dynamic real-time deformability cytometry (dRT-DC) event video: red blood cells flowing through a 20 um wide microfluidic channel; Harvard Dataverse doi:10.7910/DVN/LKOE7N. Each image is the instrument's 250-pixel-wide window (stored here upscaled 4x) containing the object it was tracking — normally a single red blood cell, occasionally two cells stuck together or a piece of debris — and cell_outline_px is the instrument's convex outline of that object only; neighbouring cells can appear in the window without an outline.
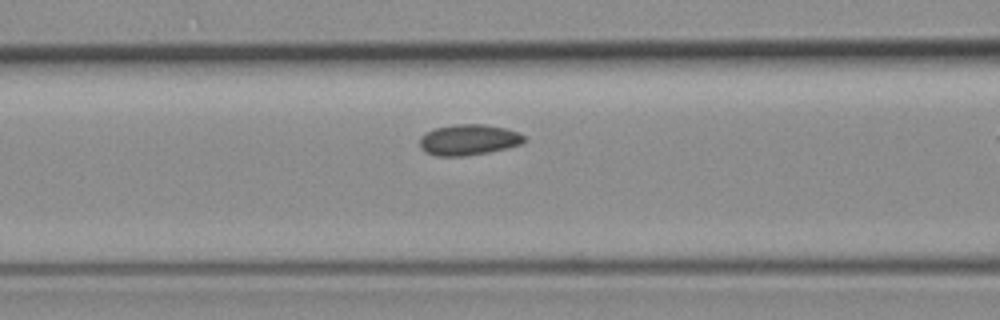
{"species": "common noctule bat (a hibernating species)", "species_latin": "Nyctalus noctula", "temperature_condition": "room temperature", "stored_images_in_passage": 17, "camera_frame_rate_fps": 3000, "um_per_image_px": 0.085, "animal": {"sex": "female", "body_mass_g": 19.3, "forearm_length_mm": 54.1}, "frame": {"image": 1, "passage_image": 12, "time_ms": 3.667, "image_size_px": [1000, 320], "cell_outline_px": [[524, 140], [520, 144], [508, 148], [488, 152], [464, 156], [436, 156], [424, 152], [420, 148], [420, 136], [436, 128], [456, 124], [484, 124], [508, 128], [524, 136]], "centroid_in_image_um": [39.81, 11.89], "position_along_channel_um": 126.8, "area_um2": 18.73}}
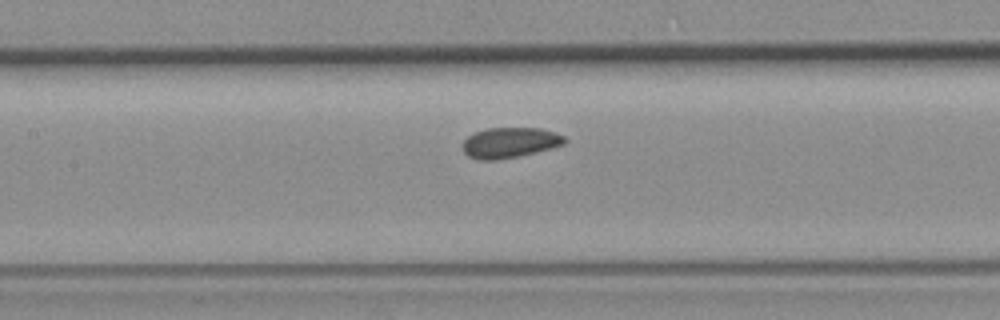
{"frame": {"image": 2, "passage_image": 15, "time_ms": 4.667, "image_size_px": [1000, 320], "cell_outline_px": [[568, 140], [564, 144], [552, 148], [520, 156], [496, 160], [480, 160], [468, 156], [464, 152], [464, 140], [468, 136], [476, 132], [488, 128], [540, 128], [556, 132], [564, 136]], "centroid_in_image_um": [43.37, 12.12], "position_along_channel_um": 164.0, "area_um2": 18.09}}